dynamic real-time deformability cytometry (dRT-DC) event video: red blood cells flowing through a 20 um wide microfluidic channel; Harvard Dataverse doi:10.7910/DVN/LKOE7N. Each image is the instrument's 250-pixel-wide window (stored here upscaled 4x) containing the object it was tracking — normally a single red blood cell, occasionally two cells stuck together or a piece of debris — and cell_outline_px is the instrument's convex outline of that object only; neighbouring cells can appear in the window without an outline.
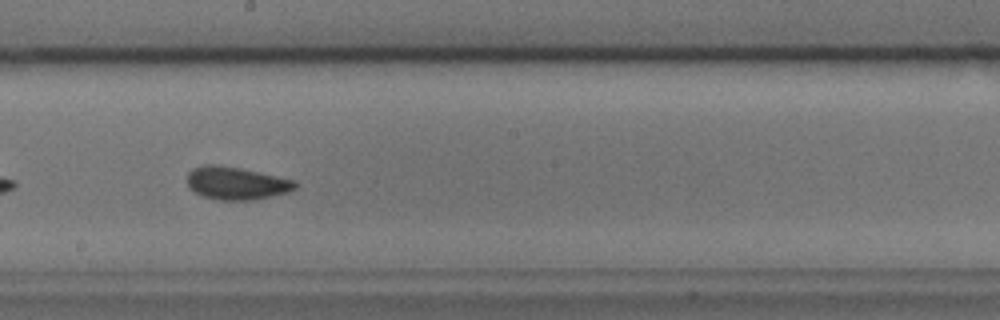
{"species": "common noctule bat (a hibernating species)", "species_latin": "Nyctalus noctula", "temperature_condition": "cold", "stored_images_in_passage": 53, "camera_frame_rate_fps": 3000, "um_per_image_px": 0.085, "animal": {"sex": "male", "body_mass_g": 17.9, "forearm_length_mm": 54.2}, "frame": {"image": 1, "passage_image": 29, "time_ms": 9.333, "image_size_px": [1000, 320], "cell_outline_px": [[296, 188], [288, 192], [272, 196], [252, 200], [220, 200], [204, 196], [196, 192], [188, 184], [188, 172], [192, 168], [204, 164], [212, 164], [240, 168], [260, 172], [296, 180]], "centroid_in_image_um": [20.11, 15.56], "position_along_channel_um": 228.1, "area_um2": 20.52}, "authors_computed_cell_mechanics": {"area_um2": 20.0566, "velocity_mm_per_s": 3.7466, "shape_relaxation_time_tau1_ms": null, "shape_relaxation_time_tau2_ms": 1.864, "deformation_change_tau1": null, "deformation_change_tau2": 0.0594}}